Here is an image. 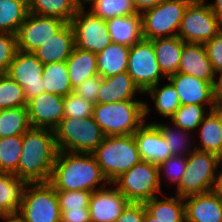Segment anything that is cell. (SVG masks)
Listing matches in <instances>:
<instances>
[{
    "label": "cell",
    "instance_id": "obj_5",
    "mask_svg": "<svg viewBox=\"0 0 222 222\" xmlns=\"http://www.w3.org/2000/svg\"><path fill=\"white\" fill-rule=\"evenodd\" d=\"M58 151L92 153L105 134L93 117H64L53 130Z\"/></svg>",
    "mask_w": 222,
    "mask_h": 222
},
{
    "label": "cell",
    "instance_id": "obj_29",
    "mask_svg": "<svg viewBox=\"0 0 222 222\" xmlns=\"http://www.w3.org/2000/svg\"><path fill=\"white\" fill-rule=\"evenodd\" d=\"M143 204L146 211L158 222H185L183 197L176 195L160 199L156 196Z\"/></svg>",
    "mask_w": 222,
    "mask_h": 222
},
{
    "label": "cell",
    "instance_id": "obj_3",
    "mask_svg": "<svg viewBox=\"0 0 222 222\" xmlns=\"http://www.w3.org/2000/svg\"><path fill=\"white\" fill-rule=\"evenodd\" d=\"M150 111L147 102L137 100L97 103L93 105L92 117L105 136L133 135Z\"/></svg>",
    "mask_w": 222,
    "mask_h": 222
},
{
    "label": "cell",
    "instance_id": "obj_30",
    "mask_svg": "<svg viewBox=\"0 0 222 222\" xmlns=\"http://www.w3.org/2000/svg\"><path fill=\"white\" fill-rule=\"evenodd\" d=\"M28 12L39 16L56 17L70 23L79 5L77 0H27Z\"/></svg>",
    "mask_w": 222,
    "mask_h": 222
},
{
    "label": "cell",
    "instance_id": "obj_10",
    "mask_svg": "<svg viewBox=\"0 0 222 222\" xmlns=\"http://www.w3.org/2000/svg\"><path fill=\"white\" fill-rule=\"evenodd\" d=\"M205 3V0H192L186 7L177 33L184 42L205 44L222 29Z\"/></svg>",
    "mask_w": 222,
    "mask_h": 222
},
{
    "label": "cell",
    "instance_id": "obj_15",
    "mask_svg": "<svg viewBox=\"0 0 222 222\" xmlns=\"http://www.w3.org/2000/svg\"><path fill=\"white\" fill-rule=\"evenodd\" d=\"M167 80L176 88L181 105H208L209 110L218 107L215 97L216 83H208L179 72L169 76Z\"/></svg>",
    "mask_w": 222,
    "mask_h": 222
},
{
    "label": "cell",
    "instance_id": "obj_2",
    "mask_svg": "<svg viewBox=\"0 0 222 222\" xmlns=\"http://www.w3.org/2000/svg\"><path fill=\"white\" fill-rule=\"evenodd\" d=\"M17 170V178L28 183L49 182L58 149L54 131L30 127L22 135V149Z\"/></svg>",
    "mask_w": 222,
    "mask_h": 222
},
{
    "label": "cell",
    "instance_id": "obj_49",
    "mask_svg": "<svg viewBox=\"0 0 222 222\" xmlns=\"http://www.w3.org/2000/svg\"><path fill=\"white\" fill-rule=\"evenodd\" d=\"M209 6L222 26V0H215V2L210 3Z\"/></svg>",
    "mask_w": 222,
    "mask_h": 222
},
{
    "label": "cell",
    "instance_id": "obj_7",
    "mask_svg": "<svg viewBox=\"0 0 222 222\" xmlns=\"http://www.w3.org/2000/svg\"><path fill=\"white\" fill-rule=\"evenodd\" d=\"M192 0H164L142 11L143 38L154 40L177 36L184 11Z\"/></svg>",
    "mask_w": 222,
    "mask_h": 222
},
{
    "label": "cell",
    "instance_id": "obj_27",
    "mask_svg": "<svg viewBox=\"0 0 222 222\" xmlns=\"http://www.w3.org/2000/svg\"><path fill=\"white\" fill-rule=\"evenodd\" d=\"M66 64L72 89L79 86L89 77L99 75L97 68V53L83 50L75 46Z\"/></svg>",
    "mask_w": 222,
    "mask_h": 222
},
{
    "label": "cell",
    "instance_id": "obj_21",
    "mask_svg": "<svg viewBox=\"0 0 222 222\" xmlns=\"http://www.w3.org/2000/svg\"><path fill=\"white\" fill-rule=\"evenodd\" d=\"M71 23H66L55 35L37 48L33 54L43 64L66 62L75 48Z\"/></svg>",
    "mask_w": 222,
    "mask_h": 222
},
{
    "label": "cell",
    "instance_id": "obj_20",
    "mask_svg": "<svg viewBox=\"0 0 222 222\" xmlns=\"http://www.w3.org/2000/svg\"><path fill=\"white\" fill-rule=\"evenodd\" d=\"M185 222H222V200L212 190L184 197Z\"/></svg>",
    "mask_w": 222,
    "mask_h": 222
},
{
    "label": "cell",
    "instance_id": "obj_26",
    "mask_svg": "<svg viewBox=\"0 0 222 222\" xmlns=\"http://www.w3.org/2000/svg\"><path fill=\"white\" fill-rule=\"evenodd\" d=\"M28 182L13 173L0 172V214L19 211Z\"/></svg>",
    "mask_w": 222,
    "mask_h": 222
},
{
    "label": "cell",
    "instance_id": "obj_25",
    "mask_svg": "<svg viewBox=\"0 0 222 222\" xmlns=\"http://www.w3.org/2000/svg\"><path fill=\"white\" fill-rule=\"evenodd\" d=\"M159 68L166 79L178 72L184 41L178 36L151 40Z\"/></svg>",
    "mask_w": 222,
    "mask_h": 222
},
{
    "label": "cell",
    "instance_id": "obj_50",
    "mask_svg": "<svg viewBox=\"0 0 222 222\" xmlns=\"http://www.w3.org/2000/svg\"><path fill=\"white\" fill-rule=\"evenodd\" d=\"M215 85V97L218 107L222 105V72L218 74Z\"/></svg>",
    "mask_w": 222,
    "mask_h": 222
},
{
    "label": "cell",
    "instance_id": "obj_41",
    "mask_svg": "<svg viewBox=\"0 0 222 222\" xmlns=\"http://www.w3.org/2000/svg\"><path fill=\"white\" fill-rule=\"evenodd\" d=\"M93 105L90 101L74 92L63 98L64 117L88 118L92 116Z\"/></svg>",
    "mask_w": 222,
    "mask_h": 222
},
{
    "label": "cell",
    "instance_id": "obj_33",
    "mask_svg": "<svg viewBox=\"0 0 222 222\" xmlns=\"http://www.w3.org/2000/svg\"><path fill=\"white\" fill-rule=\"evenodd\" d=\"M159 84L150 87L144 95L148 93L154 100V107L161 116L171 118L181 106L178 93L170 81L160 88Z\"/></svg>",
    "mask_w": 222,
    "mask_h": 222
},
{
    "label": "cell",
    "instance_id": "obj_37",
    "mask_svg": "<svg viewBox=\"0 0 222 222\" xmlns=\"http://www.w3.org/2000/svg\"><path fill=\"white\" fill-rule=\"evenodd\" d=\"M203 105H181L170 118L172 125L180 127L186 132L196 131L201 121L209 113ZM207 110V111H206Z\"/></svg>",
    "mask_w": 222,
    "mask_h": 222
},
{
    "label": "cell",
    "instance_id": "obj_18",
    "mask_svg": "<svg viewBox=\"0 0 222 222\" xmlns=\"http://www.w3.org/2000/svg\"><path fill=\"white\" fill-rule=\"evenodd\" d=\"M142 161L159 165L172 156L171 149L159 128L150 123H143L133 134Z\"/></svg>",
    "mask_w": 222,
    "mask_h": 222
},
{
    "label": "cell",
    "instance_id": "obj_8",
    "mask_svg": "<svg viewBox=\"0 0 222 222\" xmlns=\"http://www.w3.org/2000/svg\"><path fill=\"white\" fill-rule=\"evenodd\" d=\"M110 185H115L129 202L134 203H144L156 197L158 192L162 193L158 165L149 161L141 160Z\"/></svg>",
    "mask_w": 222,
    "mask_h": 222
},
{
    "label": "cell",
    "instance_id": "obj_6",
    "mask_svg": "<svg viewBox=\"0 0 222 222\" xmlns=\"http://www.w3.org/2000/svg\"><path fill=\"white\" fill-rule=\"evenodd\" d=\"M220 157L214 153L193 150L187 156V167L179 185L176 195L187 197L212 191L218 178Z\"/></svg>",
    "mask_w": 222,
    "mask_h": 222
},
{
    "label": "cell",
    "instance_id": "obj_24",
    "mask_svg": "<svg viewBox=\"0 0 222 222\" xmlns=\"http://www.w3.org/2000/svg\"><path fill=\"white\" fill-rule=\"evenodd\" d=\"M198 131L201 146L194 147L199 151L222 156V110L220 107L209 111L201 121Z\"/></svg>",
    "mask_w": 222,
    "mask_h": 222
},
{
    "label": "cell",
    "instance_id": "obj_14",
    "mask_svg": "<svg viewBox=\"0 0 222 222\" xmlns=\"http://www.w3.org/2000/svg\"><path fill=\"white\" fill-rule=\"evenodd\" d=\"M43 66L33 53L19 50L10 63L6 74L23 88L27 102L45 91L42 79Z\"/></svg>",
    "mask_w": 222,
    "mask_h": 222
},
{
    "label": "cell",
    "instance_id": "obj_23",
    "mask_svg": "<svg viewBox=\"0 0 222 222\" xmlns=\"http://www.w3.org/2000/svg\"><path fill=\"white\" fill-rule=\"evenodd\" d=\"M112 43L133 46L143 39L141 14L114 17L106 21Z\"/></svg>",
    "mask_w": 222,
    "mask_h": 222
},
{
    "label": "cell",
    "instance_id": "obj_46",
    "mask_svg": "<svg viewBox=\"0 0 222 222\" xmlns=\"http://www.w3.org/2000/svg\"><path fill=\"white\" fill-rule=\"evenodd\" d=\"M145 212L143 203L129 202L115 222H144Z\"/></svg>",
    "mask_w": 222,
    "mask_h": 222
},
{
    "label": "cell",
    "instance_id": "obj_45",
    "mask_svg": "<svg viewBox=\"0 0 222 222\" xmlns=\"http://www.w3.org/2000/svg\"><path fill=\"white\" fill-rule=\"evenodd\" d=\"M102 82L100 75H94L84 80L79 86L73 89L76 95L83 97L92 104L98 103V91Z\"/></svg>",
    "mask_w": 222,
    "mask_h": 222
},
{
    "label": "cell",
    "instance_id": "obj_35",
    "mask_svg": "<svg viewBox=\"0 0 222 222\" xmlns=\"http://www.w3.org/2000/svg\"><path fill=\"white\" fill-rule=\"evenodd\" d=\"M90 4L92 7L89 11L105 21L138 13L133 0H94Z\"/></svg>",
    "mask_w": 222,
    "mask_h": 222
},
{
    "label": "cell",
    "instance_id": "obj_36",
    "mask_svg": "<svg viewBox=\"0 0 222 222\" xmlns=\"http://www.w3.org/2000/svg\"><path fill=\"white\" fill-rule=\"evenodd\" d=\"M161 131L167 144L169 145L173 156H185L187 157L196 148L192 147L190 133L182 130L180 127L166 125L162 123L153 122ZM172 126V127H170ZM175 127V128H174ZM175 129V130H174ZM177 129V130H176ZM190 138V140H189Z\"/></svg>",
    "mask_w": 222,
    "mask_h": 222
},
{
    "label": "cell",
    "instance_id": "obj_53",
    "mask_svg": "<svg viewBox=\"0 0 222 222\" xmlns=\"http://www.w3.org/2000/svg\"><path fill=\"white\" fill-rule=\"evenodd\" d=\"M144 222H158L155 217H152L147 211L144 214Z\"/></svg>",
    "mask_w": 222,
    "mask_h": 222
},
{
    "label": "cell",
    "instance_id": "obj_28",
    "mask_svg": "<svg viewBox=\"0 0 222 222\" xmlns=\"http://www.w3.org/2000/svg\"><path fill=\"white\" fill-rule=\"evenodd\" d=\"M130 47L111 43L97 53V68L102 78L127 71Z\"/></svg>",
    "mask_w": 222,
    "mask_h": 222
},
{
    "label": "cell",
    "instance_id": "obj_51",
    "mask_svg": "<svg viewBox=\"0 0 222 222\" xmlns=\"http://www.w3.org/2000/svg\"><path fill=\"white\" fill-rule=\"evenodd\" d=\"M5 219V222H24L23 217L18 213L0 214V219Z\"/></svg>",
    "mask_w": 222,
    "mask_h": 222
},
{
    "label": "cell",
    "instance_id": "obj_52",
    "mask_svg": "<svg viewBox=\"0 0 222 222\" xmlns=\"http://www.w3.org/2000/svg\"><path fill=\"white\" fill-rule=\"evenodd\" d=\"M213 191L218 195L222 200V175L219 173L218 178L216 179L215 186Z\"/></svg>",
    "mask_w": 222,
    "mask_h": 222
},
{
    "label": "cell",
    "instance_id": "obj_54",
    "mask_svg": "<svg viewBox=\"0 0 222 222\" xmlns=\"http://www.w3.org/2000/svg\"><path fill=\"white\" fill-rule=\"evenodd\" d=\"M92 1L94 0H77V3L79 5V7H85L84 5L87 3V4H90Z\"/></svg>",
    "mask_w": 222,
    "mask_h": 222
},
{
    "label": "cell",
    "instance_id": "obj_48",
    "mask_svg": "<svg viewBox=\"0 0 222 222\" xmlns=\"http://www.w3.org/2000/svg\"><path fill=\"white\" fill-rule=\"evenodd\" d=\"M162 1L164 0H133V4L137 12L141 13L148 8L155 7Z\"/></svg>",
    "mask_w": 222,
    "mask_h": 222
},
{
    "label": "cell",
    "instance_id": "obj_32",
    "mask_svg": "<svg viewBox=\"0 0 222 222\" xmlns=\"http://www.w3.org/2000/svg\"><path fill=\"white\" fill-rule=\"evenodd\" d=\"M28 13L27 0H0V33L16 35Z\"/></svg>",
    "mask_w": 222,
    "mask_h": 222
},
{
    "label": "cell",
    "instance_id": "obj_4",
    "mask_svg": "<svg viewBox=\"0 0 222 222\" xmlns=\"http://www.w3.org/2000/svg\"><path fill=\"white\" fill-rule=\"evenodd\" d=\"M92 155L109 183L141 161L133 135L105 136Z\"/></svg>",
    "mask_w": 222,
    "mask_h": 222
},
{
    "label": "cell",
    "instance_id": "obj_1",
    "mask_svg": "<svg viewBox=\"0 0 222 222\" xmlns=\"http://www.w3.org/2000/svg\"><path fill=\"white\" fill-rule=\"evenodd\" d=\"M49 183L56 191L93 192L110 185L92 153L63 151H58Z\"/></svg>",
    "mask_w": 222,
    "mask_h": 222
},
{
    "label": "cell",
    "instance_id": "obj_11",
    "mask_svg": "<svg viewBox=\"0 0 222 222\" xmlns=\"http://www.w3.org/2000/svg\"><path fill=\"white\" fill-rule=\"evenodd\" d=\"M127 72L143 93L166 78L157 63L151 40L143 38L130 47Z\"/></svg>",
    "mask_w": 222,
    "mask_h": 222
},
{
    "label": "cell",
    "instance_id": "obj_31",
    "mask_svg": "<svg viewBox=\"0 0 222 222\" xmlns=\"http://www.w3.org/2000/svg\"><path fill=\"white\" fill-rule=\"evenodd\" d=\"M44 90L62 97L73 92L66 62L48 63L43 66Z\"/></svg>",
    "mask_w": 222,
    "mask_h": 222
},
{
    "label": "cell",
    "instance_id": "obj_47",
    "mask_svg": "<svg viewBox=\"0 0 222 222\" xmlns=\"http://www.w3.org/2000/svg\"><path fill=\"white\" fill-rule=\"evenodd\" d=\"M60 222H91L89 209L60 210Z\"/></svg>",
    "mask_w": 222,
    "mask_h": 222
},
{
    "label": "cell",
    "instance_id": "obj_44",
    "mask_svg": "<svg viewBox=\"0 0 222 222\" xmlns=\"http://www.w3.org/2000/svg\"><path fill=\"white\" fill-rule=\"evenodd\" d=\"M215 74L222 72V29L205 44Z\"/></svg>",
    "mask_w": 222,
    "mask_h": 222
},
{
    "label": "cell",
    "instance_id": "obj_34",
    "mask_svg": "<svg viewBox=\"0 0 222 222\" xmlns=\"http://www.w3.org/2000/svg\"><path fill=\"white\" fill-rule=\"evenodd\" d=\"M30 127L27 107L0 110V137L22 136Z\"/></svg>",
    "mask_w": 222,
    "mask_h": 222
},
{
    "label": "cell",
    "instance_id": "obj_39",
    "mask_svg": "<svg viewBox=\"0 0 222 222\" xmlns=\"http://www.w3.org/2000/svg\"><path fill=\"white\" fill-rule=\"evenodd\" d=\"M22 149V136L0 137V172L14 173Z\"/></svg>",
    "mask_w": 222,
    "mask_h": 222
},
{
    "label": "cell",
    "instance_id": "obj_13",
    "mask_svg": "<svg viewBox=\"0 0 222 222\" xmlns=\"http://www.w3.org/2000/svg\"><path fill=\"white\" fill-rule=\"evenodd\" d=\"M65 24L66 22L56 17L28 13L16 33L18 50L33 53Z\"/></svg>",
    "mask_w": 222,
    "mask_h": 222
},
{
    "label": "cell",
    "instance_id": "obj_22",
    "mask_svg": "<svg viewBox=\"0 0 222 222\" xmlns=\"http://www.w3.org/2000/svg\"><path fill=\"white\" fill-rule=\"evenodd\" d=\"M137 93L144 94L126 71L102 78L98 91V103L108 104L136 100L135 94Z\"/></svg>",
    "mask_w": 222,
    "mask_h": 222
},
{
    "label": "cell",
    "instance_id": "obj_40",
    "mask_svg": "<svg viewBox=\"0 0 222 222\" xmlns=\"http://www.w3.org/2000/svg\"><path fill=\"white\" fill-rule=\"evenodd\" d=\"M187 167V157L185 156H170L166 161L161 162L158 165V173H159V184L161 187V176L164 174V176L167 177L169 182L173 185L177 184L179 185L182 176L184 174V171Z\"/></svg>",
    "mask_w": 222,
    "mask_h": 222
},
{
    "label": "cell",
    "instance_id": "obj_43",
    "mask_svg": "<svg viewBox=\"0 0 222 222\" xmlns=\"http://www.w3.org/2000/svg\"><path fill=\"white\" fill-rule=\"evenodd\" d=\"M17 51L16 35L0 33V74L7 73Z\"/></svg>",
    "mask_w": 222,
    "mask_h": 222
},
{
    "label": "cell",
    "instance_id": "obj_16",
    "mask_svg": "<svg viewBox=\"0 0 222 222\" xmlns=\"http://www.w3.org/2000/svg\"><path fill=\"white\" fill-rule=\"evenodd\" d=\"M62 96L43 92L27 102L31 127L54 130L64 118Z\"/></svg>",
    "mask_w": 222,
    "mask_h": 222
},
{
    "label": "cell",
    "instance_id": "obj_19",
    "mask_svg": "<svg viewBox=\"0 0 222 222\" xmlns=\"http://www.w3.org/2000/svg\"><path fill=\"white\" fill-rule=\"evenodd\" d=\"M178 72L208 83H216L217 80L206 47L200 43L184 42Z\"/></svg>",
    "mask_w": 222,
    "mask_h": 222
},
{
    "label": "cell",
    "instance_id": "obj_9",
    "mask_svg": "<svg viewBox=\"0 0 222 222\" xmlns=\"http://www.w3.org/2000/svg\"><path fill=\"white\" fill-rule=\"evenodd\" d=\"M18 213L24 222H60L57 191L49 182L28 183Z\"/></svg>",
    "mask_w": 222,
    "mask_h": 222
},
{
    "label": "cell",
    "instance_id": "obj_17",
    "mask_svg": "<svg viewBox=\"0 0 222 222\" xmlns=\"http://www.w3.org/2000/svg\"><path fill=\"white\" fill-rule=\"evenodd\" d=\"M112 188L92 192L88 205L91 222H115L129 203L115 186Z\"/></svg>",
    "mask_w": 222,
    "mask_h": 222
},
{
    "label": "cell",
    "instance_id": "obj_55",
    "mask_svg": "<svg viewBox=\"0 0 222 222\" xmlns=\"http://www.w3.org/2000/svg\"><path fill=\"white\" fill-rule=\"evenodd\" d=\"M220 166H221V169H222V156H220ZM221 169H220L219 173L222 175Z\"/></svg>",
    "mask_w": 222,
    "mask_h": 222
},
{
    "label": "cell",
    "instance_id": "obj_12",
    "mask_svg": "<svg viewBox=\"0 0 222 222\" xmlns=\"http://www.w3.org/2000/svg\"><path fill=\"white\" fill-rule=\"evenodd\" d=\"M79 7L70 22L76 47L99 53L112 43L106 21Z\"/></svg>",
    "mask_w": 222,
    "mask_h": 222
},
{
    "label": "cell",
    "instance_id": "obj_38",
    "mask_svg": "<svg viewBox=\"0 0 222 222\" xmlns=\"http://www.w3.org/2000/svg\"><path fill=\"white\" fill-rule=\"evenodd\" d=\"M27 107L23 88L6 73L0 74V110Z\"/></svg>",
    "mask_w": 222,
    "mask_h": 222
},
{
    "label": "cell",
    "instance_id": "obj_42",
    "mask_svg": "<svg viewBox=\"0 0 222 222\" xmlns=\"http://www.w3.org/2000/svg\"><path fill=\"white\" fill-rule=\"evenodd\" d=\"M92 192L57 191L60 210L89 209Z\"/></svg>",
    "mask_w": 222,
    "mask_h": 222
}]
</instances>
